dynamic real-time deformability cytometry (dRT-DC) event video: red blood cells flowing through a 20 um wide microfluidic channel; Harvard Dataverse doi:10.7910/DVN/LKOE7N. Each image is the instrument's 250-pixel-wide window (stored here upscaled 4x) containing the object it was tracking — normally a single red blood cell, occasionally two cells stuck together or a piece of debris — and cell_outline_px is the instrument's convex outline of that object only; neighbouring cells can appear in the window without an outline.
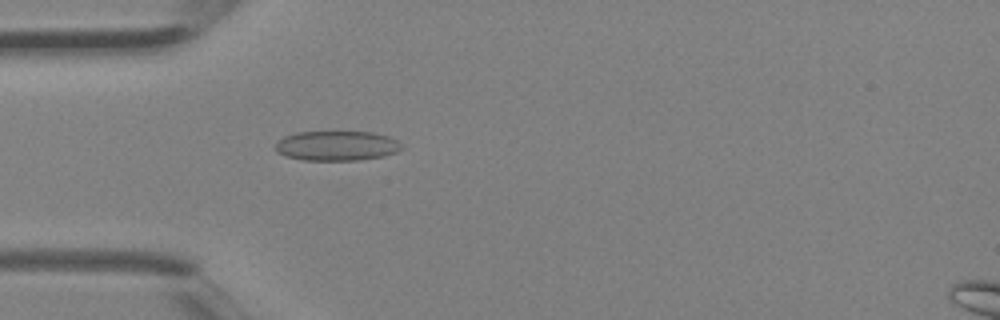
{"species": "Egyptian fruit bat (a non-hibernating species)", "species_latin": "Rousettus aegyptiacus", "temperature_condition": "room temperature", "stored_images_in_passage": 2, "camera_frame_rate_fps": 3000, "um_per_image_px": 0.085, "animal": {"sex": "female"}, "frame": {"image": 1, "passage_image": 1, "time_ms": 0.0, "image_size_px": [1000, 320], "cell_outline_px": [[404, 148], [396, 152], [384, 156], [360, 160], [304, 160], [284, 156], [276, 152], [276, 144], [284, 136], [296, 132], [372, 132], [388, 136], [396, 140]], "centroid_in_image_um": [28.62, 12.39], "position_along_channel_um": 56.4, "area_um2": 21.91}}